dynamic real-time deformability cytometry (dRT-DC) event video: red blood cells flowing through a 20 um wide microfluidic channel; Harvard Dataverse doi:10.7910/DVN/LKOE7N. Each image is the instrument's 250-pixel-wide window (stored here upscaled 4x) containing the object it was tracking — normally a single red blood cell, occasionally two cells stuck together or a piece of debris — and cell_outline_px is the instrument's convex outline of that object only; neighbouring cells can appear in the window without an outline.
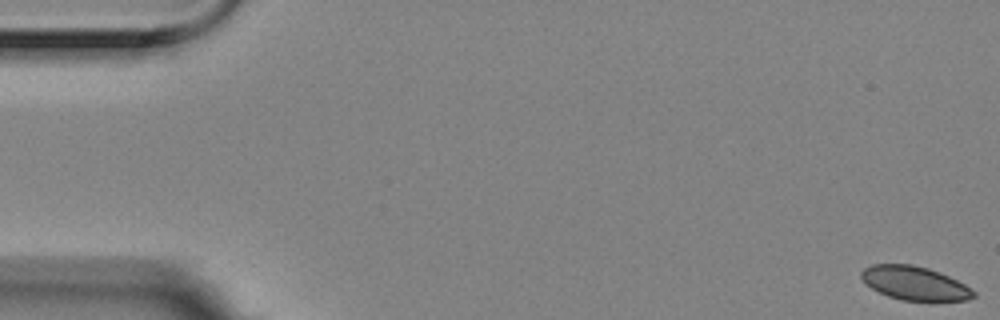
{"species": "Egyptian fruit bat (a non-hibernating species)", "species_latin": "Rousettus aegyptiacus", "temperature_condition": "room temperature", "stored_images_in_passage": 5, "camera_frame_rate_fps": 3000, "um_per_image_px": 0.085, "animal": {"sex": "female"}, "frame": {"image": 1, "passage_image": 1, "time_ms": 0.0, "image_size_px": [1000, 320], "cell_outline_px": [[976, 296], [968, 300], [900, 300], [888, 296], [872, 288], [860, 276], [860, 272], [864, 268], [872, 264], [912, 264], [928, 268], [940, 272], [972, 288], [976, 292]], "centroid_in_image_um": [77.76, 24.06], "position_along_channel_um": 7.2, "area_um2": 21.91}}
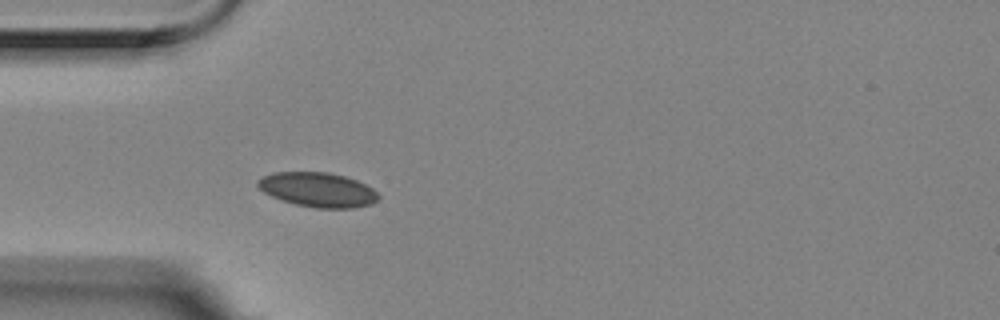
{"frame": {"image": 2, "passage_image": 5, "time_ms": 1.333, "image_size_px": [1000, 320], "cell_outline_px": [[380, 196], [372, 204], [352, 208], [316, 208], [296, 204], [280, 200], [264, 192], [256, 184], [256, 180], [272, 172], [328, 172], [344, 176], [356, 180], [372, 188]], "centroid_in_image_um": [26.99, 16.12], "position_along_channel_um": 58.0, "area_um2": 24.22}}